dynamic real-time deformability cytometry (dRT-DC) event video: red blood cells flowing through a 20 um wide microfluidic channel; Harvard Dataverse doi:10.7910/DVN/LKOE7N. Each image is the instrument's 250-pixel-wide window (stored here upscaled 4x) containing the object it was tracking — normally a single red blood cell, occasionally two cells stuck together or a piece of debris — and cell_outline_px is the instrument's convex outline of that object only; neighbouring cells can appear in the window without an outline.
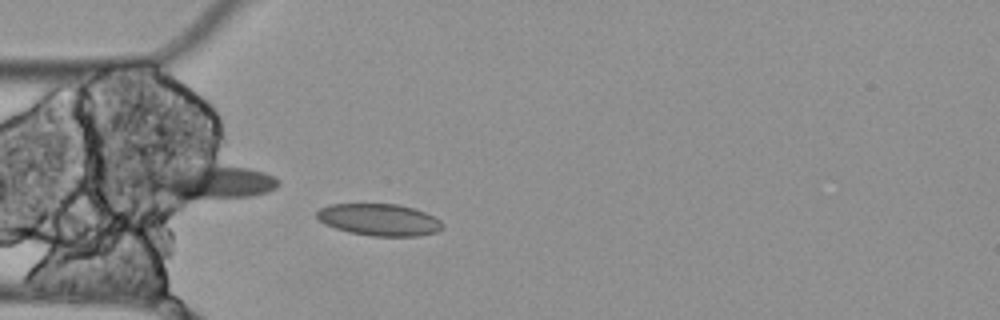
{"species": "Egyptian fruit bat (a non-hibernating species)", "species_latin": "Rousettus aegyptiacus", "temperature_condition": "cold", "stored_images_in_passage": 4, "camera_frame_rate_fps": 3000, "um_per_image_px": 0.085, "animal": {"sex": "female"}, "frame": {"image": 1, "passage_image": 4, "time_ms": 1.0, "image_size_px": [1000, 320], "cell_outline_px": [[444, 228], [436, 232], [416, 236], [372, 236], [348, 232], [324, 224], [316, 216], [316, 212], [320, 208], [332, 204], [400, 204], [424, 212], [440, 220], [444, 224]], "centroid_in_image_um": [32.24, 18.68], "position_along_channel_um": 52.8, "area_um2": 23.35}}